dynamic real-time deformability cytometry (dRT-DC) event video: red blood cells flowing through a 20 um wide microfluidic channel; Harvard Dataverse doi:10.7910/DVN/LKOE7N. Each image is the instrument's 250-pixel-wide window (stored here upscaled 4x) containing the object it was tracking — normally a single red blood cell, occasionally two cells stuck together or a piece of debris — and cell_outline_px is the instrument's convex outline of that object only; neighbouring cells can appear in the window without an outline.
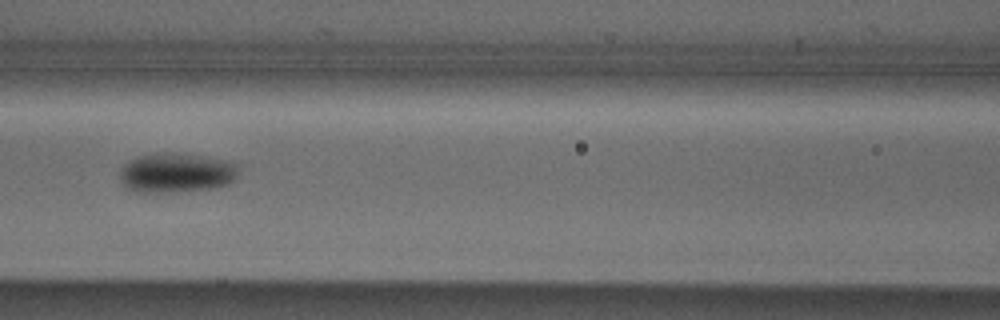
{"species": "Egyptian fruit bat (a non-hibernating species)", "species_latin": "Rousettus aegyptiacus", "temperature_condition": "cold", "stored_images_in_passage": 22, "camera_frame_rate_fps": 3000, "um_per_image_px": 0.085, "animal": {"sex": "male"}, "frame": {"image": 1, "passage_image": 10, "time_ms": 3.0, "image_size_px": [1000, 320], "cell_outline_px": [[240, 164], [236, 176], [228, 184], [216, 188], [168, 192], [136, 192], [128, 188], [124, 184], [120, 176], [120, 172], [124, 164], [128, 160], [136, 156], [152, 152], [172, 152], [204, 156], [224, 160]], "centroid_in_image_um": [14.98, 14.66], "position_along_channel_um": 151.6, "area_um2": 27.69}}